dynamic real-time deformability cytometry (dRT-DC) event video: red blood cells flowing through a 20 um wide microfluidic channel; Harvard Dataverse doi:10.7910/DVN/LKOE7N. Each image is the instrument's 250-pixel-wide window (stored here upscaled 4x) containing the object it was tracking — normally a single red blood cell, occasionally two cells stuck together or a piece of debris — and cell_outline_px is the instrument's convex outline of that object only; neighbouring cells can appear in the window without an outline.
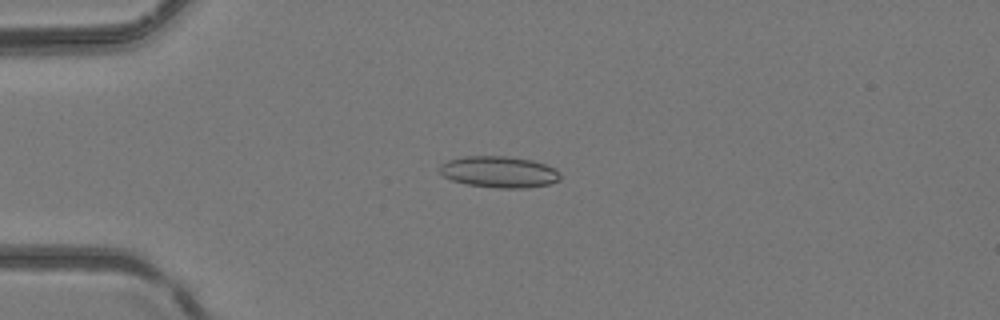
{"species": "common noctule bat (a hibernating species)", "species_latin": "Nyctalus noctula", "temperature_condition": "room temperature", "stored_images_in_passage": 5, "camera_frame_rate_fps": 3000, "um_per_image_px": 0.085, "animal": {"sex": "female", "body_mass_g": 24.6, "forearm_length_mm": 56.2}, "frame": {"image": 1, "passage_image": 4, "time_ms": 1.0, "image_size_px": [1000, 320], "cell_outline_px": [[560, 180], [548, 184], [524, 188], [500, 188], [468, 184], [452, 180], [444, 176], [440, 172], [440, 164], [448, 160], [464, 156], [508, 156], [532, 160], [544, 164], [552, 168], [560, 176]], "centroid_in_image_um": [42.39, 14.6], "position_along_channel_um": 42.6, "area_um2": 21.79}}